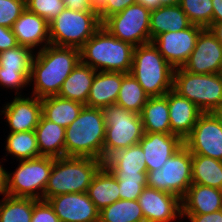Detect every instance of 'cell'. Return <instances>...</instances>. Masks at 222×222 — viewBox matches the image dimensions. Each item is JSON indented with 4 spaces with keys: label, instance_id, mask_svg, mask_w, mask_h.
Returning <instances> with one entry per match:
<instances>
[{
    "label": "cell",
    "instance_id": "cell-1",
    "mask_svg": "<svg viewBox=\"0 0 222 222\" xmlns=\"http://www.w3.org/2000/svg\"><path fill=\"white\" fill-rule=\"evenodd\" d=\"M81 61L80 49L49 44L35 53L29 84L39 99L58 95L64 80Z\"/></svg>",
    "mask_w": 222,
    "mask_h": 222
},
{
    "label": "cell",
    "instance_id": "cell-45",
    "mask_svg": "<svg viewBox=\"0 0 222 222\" xmlns=\"http://www.w3.org/2000/svg\"><path fill=\"white\" fill-rule=\"evenodd\" d=\"M213 4V23L222 22V0H212Z\"/></svg>",
    "mask_w": 222,
    "mask_h": 222
},
{
    "label": "cell",
    "instance_id": "cell-41",
    "mask_svg": "<svg viewBox=\"0 0 222 222\" xmlns=\"http://www.w3.org/2000/svg\"><path fill=\"white\" fill-rule=\"evenodd\" d=\"M135 3L136 0H107L106 6L98 13L100 21L103 22L109 16L121 12Z\"/></svg>",
    "mask_w": 222,
    "mask_h": 222
},
{
    "label": "cell",
    "instance_id": "cell-32",
    "mask_svg": "<svg viewBox=\"0 0 222 222\" xmlns=\"http://www.w3.org/2000/svg\"><path fill=\"white\" fill-rule=\"evenodd\" d=\"M99 222H145L137 200L120 199L99 212Z\"/></svg>",
    "mask_w": 222,
    "mask_h": 222
},
{
    "label": "cell",
    "instance_id": "cell-8",
    "mask_svg": "<svg viewBox=\"0 0 222 222\" xmlns=\"http://www.w3.org/2000/svg\"><path fill=\"white\" fill-rule=\"evenodd\" d=\"M101 27L98 13L65 8L49 23L50 44L80 49Z\"/></svg>",
    "mask_w": 222,
    "mask_h": 222
},
{
    "label": "cell",
    "instance_id": "cell-50",
    "mask_svg": "<svg viewBox=\"0 0 222 222\" xmlns=\"http://www.w3.org/2000/svg\"><path fill=\"white\" fill-rule=\"evenodd\" d=\"M162 6H174L179 5L181 0H159Z\"/></svg>",
    "mask_w": 222,
    "mask_h": 222
},
{
    "label": "cell",
    "instance_id": "cell-43",
    "mask_svg": "<svg viewBox=\"0 0 222 222\" xmlns=\"http://www.w3.org/2000/svg\"><path fill=\"white\" fill-rule=\"evenodd\" d=\"M65 8L72 11H80L85 13H96L90 0H63Z\"/></svg>",
    "mask_w": 222,
    "mask_h": 222
},
{
    "label": "cell",
    "instance_id": "cell-33",
    "mask_svg": "<svg viewBox=\"0 0 222 222\" xmlns=\"http://www.w3.org/2000/svg\"><path fill=\"white\" fill-rule=\"evenodd\" d=\"M149 96L131 73H123L122 84L116 104L140 114Z\"/></svg>",
    "mask_w": 222,
    "mask_h": 222
},
{
    "label": "cell",
    "instance_id": "cell-34",
    "mask_svg": "<svg viewBox=\"0 0 222 222\" xmlns=\"http://www.w3.org/2000/svg\"><path fill=\"white\" fill-rule=\"evenodd\" d=\"M6 152L19 160L41 157L35 130L10 132L6 141Z\"/></svg>",
    "mask_w": 222,
    "mask_h": 222
},
{
    "label": "cell",
    "instance_id": "cell-36",
    "mask_svg": "<svg viewBox=\"0 0 222 222\" xmlns=\"http://www.w3.org/2000/svg\"><path fill=\"white\" fill-rule=\"evenodd\" d=\"M179 5L192 24L208 28L213 23L212 0H181Z\"/></svg>",
    "mask_w": 222,
    "mask_h": 222
},
{
    "label": "cell",
    "instance_id": "cell-12",
    "mask_svg": "<svg viewBox=\"0 0 222 222\" xmlns=\"http://www.w3.org/2000/svg\"><path fill=\"white\" fill-rule=\"evenodd\" d=\"M191 154L222 161V124L213 112L202 113L184 140Z\"/></svg>",
    "mask_w": 222,
    "mask_h": 222
},
{
    "label": "cell",
    "instance_id": "cell-4",
    "mask_svg": "<svg viewBox=\"0 0 222 222\" xmlns=\"http://www.w3.org/2000/svg\"><path fill=\"white\" fill-rule=\"evenodd\" d=\"M104 165L102 160L64 156L54 158L44 190V200L60 194L87 192L93 177Z\"/></svg>",
    "mask_w": 222,
    "mask_h": 222
},
{
    "label": "cell",
    "instance_id": "cell-51",
    "mask_svg": "<svg viewBox=\"0 0 222 222\" xmlns=\"http://www.w3.org/2000/svg\"><path fill=\"white\" fill-rule=\"evenodd\" d=\"M213 113L215 114V116L218 118V120L222 124V106H220L218 109H216Z\"/></svg>",
    "mask_w": 222,
    "mask_h": 222
},
{
    "label": "cell",
    "instance_id": "cell-21",
    "mask_svg": "<svg viewBox=\"0 0 222 222\" xmlns=\"http://www.w3.org/2000/svg\"><path fill=\"white\" fill-rule=\"evenodd\" d=\"M171 134L183 141L191 134L199 116L203 113L193 102L173 89L167 92Z\"/></svg>",
    "mask_w": 222,
    "mask_h": 222
},
{
    "label": "cell",
    "instance_id": "cell-42",
    "mask_svg": "<svg viewBox=\"0 0 222 222\" xmlns=\"http://www.w3.org/2000/svg\"><path fill=\"white\" fill-rule=\"evenodd\" d=\"M17 45L12 28L0 26V52L15 48Z\"/></svg>",
    "mask_w": 222,
    "mask_h": 222
},
{
    "label": "cell",
    "instance_id": "cell-48",
    "mask_svg": "<svg viewBox=\"0 0 222 222\" xmlns=\"http://www.w3.org/2000/svg\"><path fill=\"white\" fill-rule=\"evenodd\" d=\"M208 28L215 35L217 40L222 45V22L221 23H212Z\"/></svg>",
    "mask_w": 222,
    "mask_h": 222
},
{
    "label": "cell",
    "instance_id": "cell-30",
    "mask_svg": "<svg viewBox=\"0 0 222 222\" xmlns=\"http://www.w3.org/2000/svg\"><path fill=\"white\" fill-rule=\"evenodd\" d=\"M42 116L59 126L67 128L80 114L85 106L80 102L49 96L41 99Z\"/></svg>",
    "mask_w": 222,
    "mask_h": 222
},
{
    "label": "cell",
    "instance_id": "cell-35",
    "mask_svg": "<svg viewBox=\"0 0 222 222\" xmlns=\"http://www.w3.org/2000/svg\"><path fill=\"white\" fill-rule=\"evenodd\" d=\"M35 199L6 195L0 201V222H31Z\"/></svg>",
    "mask_w": 222,
    "mask_h": 222
},
{
    "label": "cell",
    "instance_id": "cell-6",
    "mask_svg": "<svg viewBox=\"0 0 222 222\" xmlns=\"http://www.w3.org/2000/svg\"><path fill=\"white\" fill-rule=\"evenodd\" d=\"M173 90L193 102L203 113L222 106V73L193 74L182 67L173 75Z\"/></svg>",
    "mask_w": 222,
    "mask_h": 222
},
{
    "label": "cell",
    "instance_id": "cell-11",
    "mask_svg": "<svg viewBox=\"0 0 222 222\" xmlns=\"http://www.w3.org/2000/svg\"><path fill=\"white\" fill-rule=\"evenodd\" d=\"M151 11L135 3L102 22V26L117 39L134 47L151 42Z\"/></svg>",
    "mask_w": 222,
    "mask_h": 222
},
{
    "label": "cell",
    "instance_id": "cell-39",
    "mask_svg": "<svg viewBox=\"0 0 222 222\" xmlns=\"http://www.w3.org/2000/svg\"><path fill=\"white\" fill-rule=\"evenodd\" d=\"M26 10V0H0V26L12 28Z\"/></svg>",
    "mask_w": 222,
    "mask_h": 222
},
{
    "label": "cell",
    "instance_id": "cell-49",
    "mask_svg": "<svg viewBox=\"0 0 222 222\" xmlns=\"http://www.w3.org/2000/svg\"><path fill=\"white\" fill-rule=\"evenodd\" d=\"M107 0H90L93 10L99 13L105 6Z\"/></svg>",
    "mask_w": 222,
    "mask_h": 222
},
{
    "label": "cell",
    "instance_id": "cell-18",
    "mask_svg": "<svg viewBox=\"0 0 222 222\" xmlns=\"http://www.w3.org/2000/svg\"><path fill=\"white\" fill-rule=\"evenodd\" d=\"M15 95L12 102H7L1 114L9 124L10 132L33 131L42 116L41 99L32 95L29 97Z\"/></svg>",
    "mask_w": 222,
    "mask_h": 222
},
{
    "label": "cell",
    "instance_id": "cell-14",
    "mask_svg": "<svg viewBox=\"0 0 222 222\" xmlns=\"http://www.w3.org/2000/svg\"><path fill=\"white\" fill-rule=\"evenodd\" d=\"M203 29L201 26L192 24L184 30L161 33L152 40V43L174 69L180 68L187 62Z\"/></svg>",
    "mask_w": 222,
    "mask_h": 222
},
{
    "label": "cell",
    "instance_id": "cell-31",
    "mask_svg": "<svg viewBox=\"0 0 222 222\" xmlns=\"http://www.w3.org/2000/svg\"><path fill=\"white\" fill-rule=\"evenodd\" d=\"M192 183L222 190V161L192 154Z\"/></svg>",
    "mask_w": 222,
    "mask_h": 222
},
{
    "label": "cell",
    "instance_id": "cell-40",
    "mask_svg": "<svg viewBox=\"0 0 222 222\" xmlns=\"http://www.w3.org/2000/svg\"><path fill=\"white\" fill-rule=\"evenodd\" d=\"M31 222H61L47 200H36Z\"/></svg>",
    "mask_w": 222,
    "mask_h": 222
},
{
    "label": "cell",
    "instance_id": "cell-17",
    "mask_svg": "<svg viewBox=\"0 0 222 222\" xmlns=\"http://www.w3.org/2000/svg\"><path fill=\"white\" fill-rule=\"evenodd\" d=\"M61 222H99V210L86 192L60 194L47 199Z\"/></svg>",
    "mask_w": 222,
    "mask_h": 222
},
{
    "label": "cell",
    "instance_id": "cell-3",
    "mask_svg": "<svg viewBox=\"0 0 222 222\" xmlns=\"http://www.w3.org/2000/svg\"><path fill=\"white\" fill-rule=\"evenodd\" d=\"M134 46L111 35L103 26L80 48L81 62L95 71L130 73Z\"/></svg>",
    "mask_w": 222,
    "mask_h": 222
},
{
    "label": "cell",
    "instance_id": "cell-37",
    "mask_svg": "<svg viewBox=\"0 0 222 222\" xmlns=\"http://www.w3.org/2000/svg\"><path fill=\"white\" fill-rule=\"evenodd\" d=\"M26 9L50 23L65 9V5L63 0H26Z\"/></svg>",
    "mask_w": 222,
    "mask_h": 222
},
{
    "label": "cell",
    "instance_id": "cell-10",
    "mask_svg": "<svg viewBox=\"0 0 222 222\" xmlns=\"http://www.w3.org/2000/svg\"><path fill=\"white\" fill-rule=\"evenodd\" d=\"M192 154L183 145L160 169L147 172V187L184 197L192 184Z\"/></svg>",
    "mask_w": 222,
    "mask_h": 222
},
{
    "label": "cell",
    "instance_id": "cell-24",
    "mask_svg": "<svg viewBox=\"0 0 222 222\" xmlns=\"http://www.w3.org/2000/svg\"><path fill=\"white\" fill-rule=\"evenodd\" d=\"M123 72L96 71L85 106L104 109L116 104Z\"/></svg>",
    "mask_w": 222,
    "mask_h": 222
},
{
    "label": "cell",
    "instance_id": "cell-46",
    "mask_svg": "<svg viewBox=\"0 0 222 222\" xmlns=\"http://www.w3.org/2000/svg\"><path fill=\"white\" fill-rule=\"evenodd\" d=\"M7 170L4 169L3 165L0 162V194L4 195L7 194Z\"/></svg>",
    "mask_w": 222,
    "mask_h": 222
},
{
    "label": "cell",
    "instance_id": "cell-28",
    "mask_svg": "<svg viewBox=\"0 0 222 222\" xmlns=\"http://www.w3.org/2000/svg\"><path fill=\"white\" fill-rule=\"evenodd\" d=\"M192 23L180 5L161 6L150 14V37L152 40L168 31L176 32L189 28Z\"/></svg>",
    "mask_w": 222,
    "mask_h": 222
},
{
    "label": "cell",
    "instance_id": "cell-23",
    "mask_svg": "<svg viewBox=\"0 0 222 222\" xmlns=\"http://www.w3.org/2000/svg\"><path fill=\"white\" fill-rule=\"evenodd\" d=\"M182 214H208L222 209V190L192 183L181 199Z\"/></svg>",
    "mask_w": 222,
    "mask_h": 222
},
{
    "label": "cell",
    "instance_id": "cell-47",
    "mask_svg": "<svg viewBox=\"0 0 222 222\" xmlns=\"http://www.w3.org/2000/svg\"><path fill=\"white\" fill-rule=\"evenodd\" d=\"M136 3L141 4L150 11L156 10L162 6L159 0H136Z\"/></svg>",
    "mask_w": 222,
    "mask_h": 222
},
{
    "label": "cell",
    "instance_id": "cell-20",
    "mask_svg": "<svg viewBox=\"0 0 222 222\" xmlns=\"http://www.w3.org/2000/svg\"><path fill=\"white\" fill-rule=\"evenodd\" d=\"M18 45H22L38 51L50 44L49 23L35 13L27 9L14 22L12 27Z\"/></svg>",
    "mask_w": 222,
    "mask_h": 222
},
{
    "label": "cell",
    "instance_id": "cell-15",
    "mask_svg": "<svg viewBox=\"0 0 222 222\" xmlns=\"http://www.w3.org/2000/svg\"><path fill=\"white\" fill-rule=\"evenodd\" d=\"M193 74L222 73V45L209 28H204L194 50L182 67Z\"/></svg>",
    "mask_w": 222,
    "mask_h": 222
},
{
    "label": "cell",
    "instance_id": "cell-9",
    "mask_svg": "<svg viewBox=\"0 0 222 222\" xmlns=\"http://www.w3.org/2000/svg\"><path fill=\"white\" fill-rule=\"evenodd\" d=\"M53 163L54 158L44 156L20 160L14 172H7V194L13 197L44 200V190Z\"/></svg>",
    "mask_w": 222,
    "mask_h": 222
},
{
    "label": "cell",
    "instance_id": "cell-5",
    "mask_svg": "<svg viewBox=\"0 0 222 222\" xmlns=\"http://www.w3.org/2000/svg\"><path fill=\"white\" fill-rule=\"evenodd\" d=\"M174 70L152 42L134 48L130 73L149 97L163 96L173 89Z\"/></svg>",
    "mask_w": 222,
    "mask_h": 222
},
{
    "label": "cell",
    "instance_id": "cell-44",
    "mask_svg": "<svg viewBox=\"0 0 222 222\" xmlns=\"http://www.w3.org/2000/svg\"><path fill=\"white\" fill-rule=\"evenodd\" d=\"M190 222H221V210L208 214H182Z\"/></svg>",
    "mask_w": 222,
    "mask_h": 222
},
{
    "label": "cell",
    "instance_id": "cell-25",
    "mask_svg": "<svg viewBox=\"0 0 222 222\" xmlns=\"http://www.w3.org/2000/svg\"><path fill=\"white\" fill-rule=\"evenodd\" d=\"M95 74L96 71L92 67L80 61L64 80L58 96L86 105Z\"/></svg>",
    "mask_w": 222,
    "mask_h": 222
},
{
    "label": "cell",
    "instance_id": "cell-7",
    "mask_svg": "<svg viewBox=\"0 0 222 222\" xmlns=\"http://www.w3.org/2000/svg\"><path fill=\"white\" fill-rule=\"evenodd\" d=\"M106 125L103 162L120 149L138 144L144 135L140 114L117 104L102 109Z\"/></svg>",
    "mask_w": 222,
    "mask_h": 222
},
{
    "label": "cell",
    "instance_id": "cell-13",
    "mask_svg": "<svg viewBox=\"0 0 222 222\" xmlns=\"http://www.w3.org/2000/svg\"><path fill=\"white\" fill-rule=\"evenodd\" d=\"M34 53L35 51L22 45L0 52V85L15 89L16 95L21 94V91L18 93L19 89L30 86Z\"/></svg>",
    "mask_w": 222,
    "mask_h": 222
},
{
    "label": "cell",
    "instance_id": "cell-29",
    "mask_svg": "<svg viewBox=\"0 0 222 222\" xmlns=\"http://www.w3.org/2000/svg\"><path fill=\"white\" fill-rule=\"evenodd\" d=\"M144 132L171 133L167 93L149 97L140 113Z\"/></svg>",
    "mask_w": 222,
    "mask_h": 222
},
{
    "label": "cell",
    "instance_id": "cell-26",
    "mask_svg": "<svg viewBox=\"0 0 222 222\" xmlns=\"http://www.w3.org/2000/svg\"><path fill=\"white\" fill-rule=\"evenodd\" d=\"M40 156L59 158L65 156V128L41 116L35 128Z\"/></svg>",
    "mask_w": 222,
    "mask_h": 222
},
{
    "label": "cell",
    "instance_id": "cell-27",
    "mask_svg": "<svg viewBox=\"0 0 222 222\" xmlns=\"http://www.w3.org/2000/svg\"><path fill=\"white\" fill-rule=\"evenodd\" d=\"M86 193L99 211L120 200L118 181L105 165L95 174Z\"/></svg>",
    "mask_w": 222,
    "mask_h": 222
},
{
    "label": "cell",
    "instance_id": "cell-22",
    "mask_svg": "<svg viewBox=\"0 0 222 222\" xmlns=\"http://www.w3.org/2000/svg\"><path fill=\"white\" fill-rule=\"evenodd\" d=\"M104 165L115 177H147L144 152L139 143L116 151Z\"/></svg>",
    "mask_w": 222,
    "mask_h": 222
},
{
    "label": "cell",
    "instance_id": "cell-2",
    "mask_svg": "<svg viewBox=\"0 0 222 222\" xmlns=\"http://www.w3.org/2000/svg\"><path fill=\"white\" fill-rule=\"evenodd\" d=\"M106 125L102 109L84 106L65 128V156L103 161Z\"/></svg>",
    "mask_w": 222,
    "mask_h": 222
},
{
    "label": "cell",
    "instance_id": "cell-38",
    "mask_svg": "<svg viewBox=\"0 0 222 222\" xmlns=\"http://www.w3.org/2000/svg\"><path fill=\"white\" fill-rule=\"evenodd\" d=\"M119 185L120 199L137 200L147 187V177H116Z\"/></svg>",
    "mask_w": 222,
    "mask_h": 222
},
{
    "label": "cell",
    "instance_id": "cell-19",
    "mask_svg": "<svg viewBox=\"0 0 222 222\" xmlns=\"http://www.w3.org/2000/svg\"><path fill=\"white\" fill-rule=\"evenodd\" d=\"M139 144L143 149L147 172H149L160 169L166 160L184 145V141L171 133L144 132Z\"/></svg>",
    "mask_w": 222,
    "mask_h": 222
},
{
    "label": "cell",
    "instance_id": "cell-16",
    "mask_svg": "<svg viewBox=\"0 0 222 222\" xmlns=\"http://www.w3.org/2000/svg\"><path fill=\"white\" fill-rule=\"evenodd\" d=\"M137 201L145 222H171L182 217L181 199L176 195L145 187Z\"/></svg>",
    "mask_w": 222,
    "mask_h": 222
}]
</instances>
